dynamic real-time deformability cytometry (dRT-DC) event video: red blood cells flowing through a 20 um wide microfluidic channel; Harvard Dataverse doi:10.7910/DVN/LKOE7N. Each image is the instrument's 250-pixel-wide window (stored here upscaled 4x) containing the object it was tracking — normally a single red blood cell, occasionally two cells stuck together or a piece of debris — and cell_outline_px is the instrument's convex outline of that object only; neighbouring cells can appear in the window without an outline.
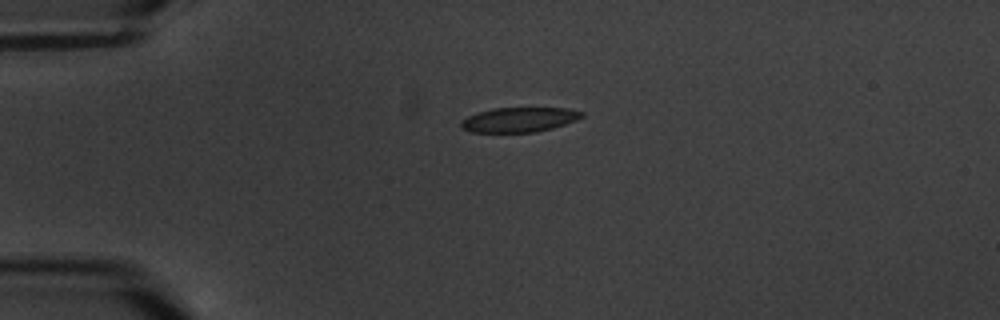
{"species": "common noctule bat (a hibernating species)", "species_latin": "Nyctalus noctula", "temperature_condition": "warm", "stored_images_in_passage": 2, "camera_frame_rate_fps": 3000, "um_per_image_px": 0.085, "animal": {"sex": "male", "body_mass_g": 20.1, "forearm_length_mm": 53.5}, "frame": {"image": 1, "passage_image": 1, "time_ms": 0.0, "image_size_px": [1000, 320], "cell_outline_px": [[584, 116], [576, 120], [552, 128], [536, 132], [468, 132], [460, 128], [460, 124], [468, 116], [492, 108], [568, 108], [584, 112]], "centroid_in_image_um": [44.14, 10.17], "position_along_channel_um": 40.9, "area_um2": 17.34}}